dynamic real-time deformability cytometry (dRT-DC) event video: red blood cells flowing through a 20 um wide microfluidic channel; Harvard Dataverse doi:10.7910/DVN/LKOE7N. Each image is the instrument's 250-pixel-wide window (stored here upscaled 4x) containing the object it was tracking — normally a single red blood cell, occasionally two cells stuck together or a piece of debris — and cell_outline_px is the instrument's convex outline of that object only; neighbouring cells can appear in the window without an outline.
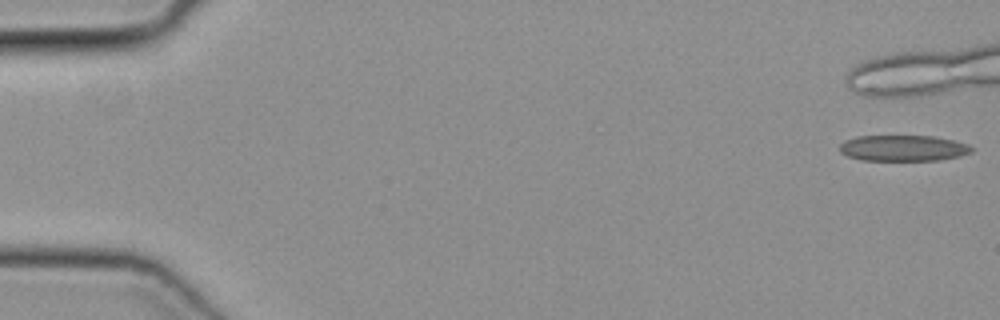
{"species": "common noctule bat (a hibernating species)", "species_latin": "Nyctalus noctula", "temperature_condition": "cold", "stored_images_in_passage": 8, "camera_frame_rate_fps": 3000, "um_per_image_px": 0.085, "animal": {"sex": "female", "body_mass_g": 19.3, "forearm_length_mm": 54.1}, "frame": {"image": 1, "passage_image": 1, "time_ms": 0.0, "image_size_px": [1000, 320], "cell_outline_px": [[972, 152], [960, 156], [940, 160], [864, 160], [848, 156], [840, 152], [840, 144], [844, 140], [856, 136], [936, 136], [968, 144], [972, 148]], "centroid_in_image_um": [76.77, 12.58], "position_along_channel_um": 8.2, "area_um2": 19.94}}